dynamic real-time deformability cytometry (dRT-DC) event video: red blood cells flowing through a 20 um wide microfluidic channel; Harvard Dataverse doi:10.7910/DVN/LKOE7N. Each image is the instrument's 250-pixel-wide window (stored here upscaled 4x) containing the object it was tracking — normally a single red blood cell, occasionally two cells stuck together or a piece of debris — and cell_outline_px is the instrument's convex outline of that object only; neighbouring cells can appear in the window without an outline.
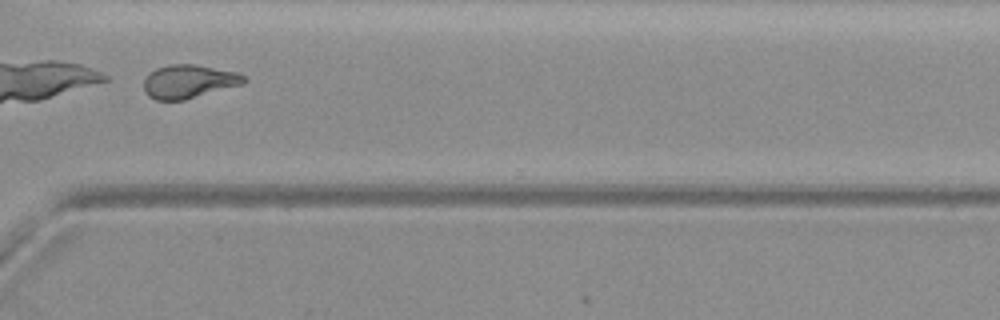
{"species": "common noctule bat (a hibernating species)", "species_latin": "Nyctalus noctula", "temperature_condition": "warm", "stored_images_in_passage": 59, "camera_frame_rate_fps": 3000, "um_per_image_px": 0.085, "animal": {"sex": "female", "body_mass_g": 19.3, "forearm_length_mm": 54.1}, "frame": {"image": 1, "passage_image": 42, "time_ms": 13.667, "image_size_px": [1000, 320], "cell_outline_px": [[248, 80], [244, 84], [184, 100], [156, 100], [148, 96], [144, 92], [144, 80], [148, 72], [156, 68], [168, 64], [196, 64], [236, 72], [248, 76]], "centroid_in_image_um": [16.06, 6.92], "position_along_channel_um": 354.5, "area_um2": 19.88}}